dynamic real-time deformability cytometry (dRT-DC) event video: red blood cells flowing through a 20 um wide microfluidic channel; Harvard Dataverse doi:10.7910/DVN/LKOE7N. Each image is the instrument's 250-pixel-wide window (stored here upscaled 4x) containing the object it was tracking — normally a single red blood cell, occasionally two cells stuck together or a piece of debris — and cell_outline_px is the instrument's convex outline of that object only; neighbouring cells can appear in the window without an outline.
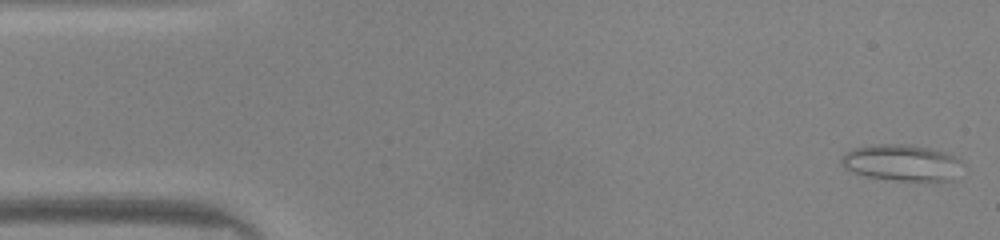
{"species": "common noctule bat (a hibernating species)", "species_latin": "Nyctalus noctula", "temperature_condition": "warm", "stored_images_in_passage": 48, "camera_frame_rate_fps": 3000, "um_per_image_px": 0.085, "animal": {"sex": "male", "body_mass_g": 20.0, "forearm_length_mm": 53.3}, "frame": {"image": 1, "passage_image": 1, "time_ms": 0.0, "image_size_px": [1000, 240], "cell_outline_px": [[964, 164], [956, 180], [900, 180], [868, 176], [852, 172], [844, 168], [840, 164], [840, 160], [852, 148], [876, 144], [904, 144], [924, 148], [956, 156]], "centroid_in_image_um": [76.67, 13.84], "position_along_channel_um": 8.3, "area_um2": 25.37}}
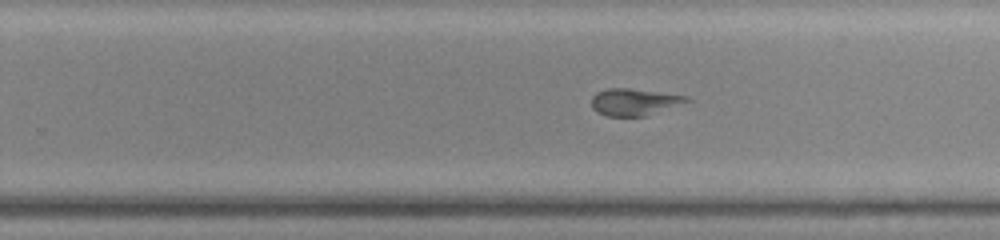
{"frame": {"image": 2, "passage_image": 29, "time_ms": 9.333, "image_size_px": [1000, 240], "cell_outline_px": [[692, 100], [644, 116], [608, 116], [596, 112], [592, 108], [592, 96], [596, 92], [608, 88], [628, 88], [688, 96]], "centroid_in_image_um": [53.87, 8.66], "position_along_channel_um": 275.9, "area_um2": 14.74}}
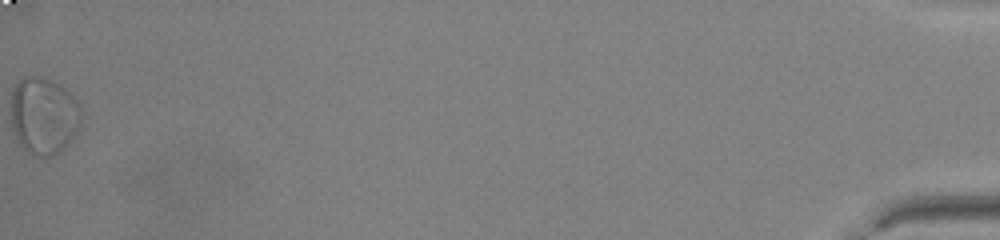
{"frame": {"image": 3, "passage_image": 48, "time_ms": 15.667, "image_size_px": [1000, 240], "cell_outline_px": [[80, 120], [72, 136], [64, 148], [48, 156], [32, 156], [20, 144], [12, 128], [12, 88], [24, 76], [40, 76], [60, 84], [76, 100], [80, 108]], "centroid_in_image_um": [3.68, 9.81], "position_along_channel_um": 431.5, "area_um2": 30.98}, "authors_computed_cell_mechanics": {"area_um2": 17.1955, "velocity_mm_per_s": 4.167, "shape_relaxation_time_tau1_ms": null, "shape_relaxation_time_tau2_ms": 4.6379, "deformation_change_tau1": null, "deformation_change_tau2": 0.0936}}